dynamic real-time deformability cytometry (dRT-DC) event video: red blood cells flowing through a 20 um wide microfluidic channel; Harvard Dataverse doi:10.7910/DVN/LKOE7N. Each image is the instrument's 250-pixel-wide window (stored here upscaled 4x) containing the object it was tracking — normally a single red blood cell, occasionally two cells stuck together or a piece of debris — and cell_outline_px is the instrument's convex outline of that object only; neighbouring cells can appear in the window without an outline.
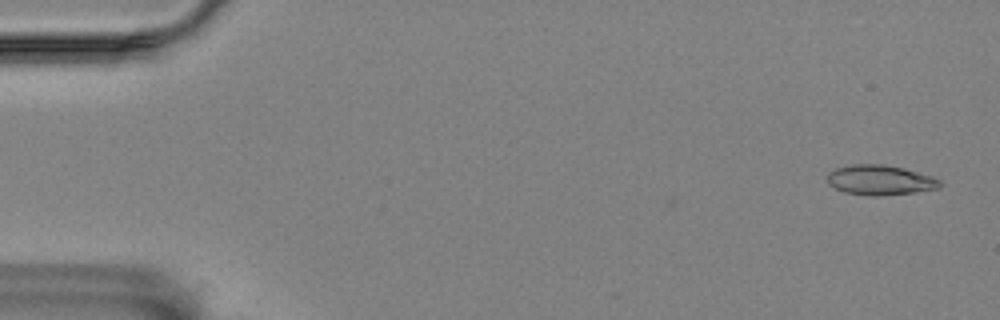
{"species": "Egyptian fruit bat (a non-hibernating species)", "species_latin": "Rousettus aegyptiacus", "temperature_condition": "room temperature", "stored_images_in_passage": 4, "camera_frame_rate_fps": 3000, "um_per_image_px": 0.085, "animal": {"sex": "female"}, "frame": {"image": 1, "passage_image": 4, "time_ms": 3.667, "image_size_px": [1000, 320], "cell_outline_px": [[944, 184], [940, 188], [916, 192], [880, 196], [872, 196], [844, 192], [828, 184], [828, 172], [836, 168], [852, 164], [884, 164], [904, 168], [932, 176], [940, 180]], "centroid_in_image_um": [74.84, 15.3], "position_along_channel_um": 10.2, "area_um2": 19.83}}